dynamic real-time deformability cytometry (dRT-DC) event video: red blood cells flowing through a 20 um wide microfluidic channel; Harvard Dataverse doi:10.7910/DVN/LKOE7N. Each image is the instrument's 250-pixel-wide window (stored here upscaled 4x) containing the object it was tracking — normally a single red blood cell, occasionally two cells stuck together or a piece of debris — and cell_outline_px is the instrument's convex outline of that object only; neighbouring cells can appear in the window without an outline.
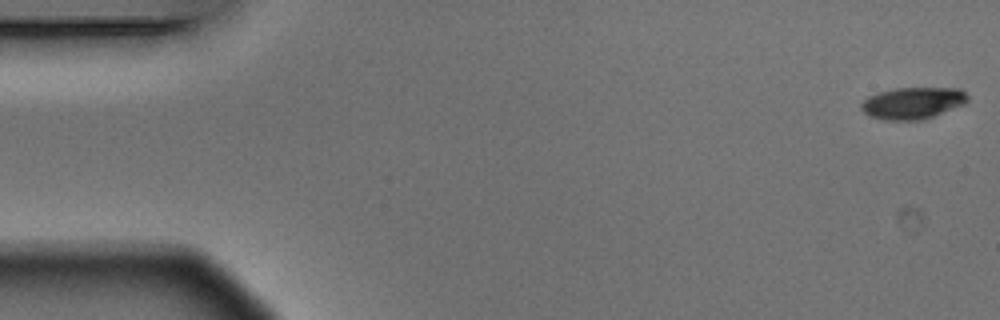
{"species": "Egyptian fruit bat (a non-hibernating species)", "species_latin": "Rousettus aegyptiacus", "temperature_condition": "warm", "stored_images_in_passage": 5, "camera_frame_rate_fps": 3000, "um_per_image_px": 0.085, "animal": {"sex": "male"}, "frame": {"image": 1, "passage_image": 1, "time_ms": 0.0, "image_size_px": [1000, 320], "cell_outline_px": [[968, 100], [964, 104], [924, 120], [884, 120], [868, 116], [860, 108], [860, 104], [868, 96], [892, 88], [960, 88], [968, 96]], "centroid_in_image_um": [77.56, 8.76], "position_along_channel_um": 7.4, "area_um2": 19.83}}
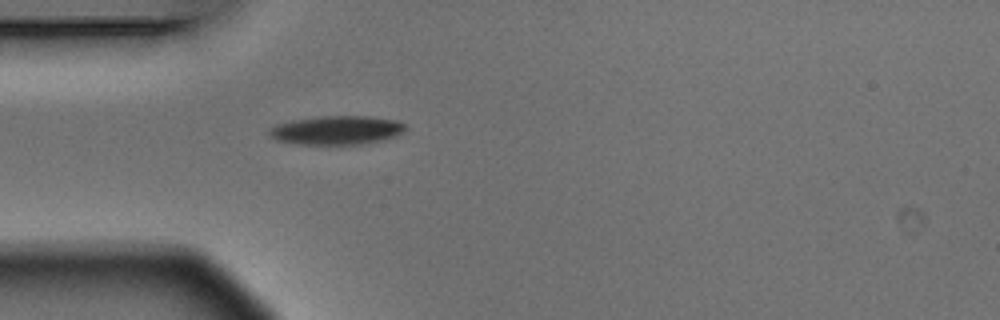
{"frame": {"image": 2, "passage_image": 5, "time_ms": 1.333, "image_size_px": [1000, 320], "cell_outline_px": [[404, 128], [396, 136], [384, 140], [360, 144], [296, 144], [276, 140], [268, 132], [268, 128], [276, 124], [292, 120], [320, 116], [368, 116], [396, 120], [404, 124]], "centroid_in_image_um": [28.57, 11.06], "position_along_channel_um": 56.4, "area_um2": 22.77}}